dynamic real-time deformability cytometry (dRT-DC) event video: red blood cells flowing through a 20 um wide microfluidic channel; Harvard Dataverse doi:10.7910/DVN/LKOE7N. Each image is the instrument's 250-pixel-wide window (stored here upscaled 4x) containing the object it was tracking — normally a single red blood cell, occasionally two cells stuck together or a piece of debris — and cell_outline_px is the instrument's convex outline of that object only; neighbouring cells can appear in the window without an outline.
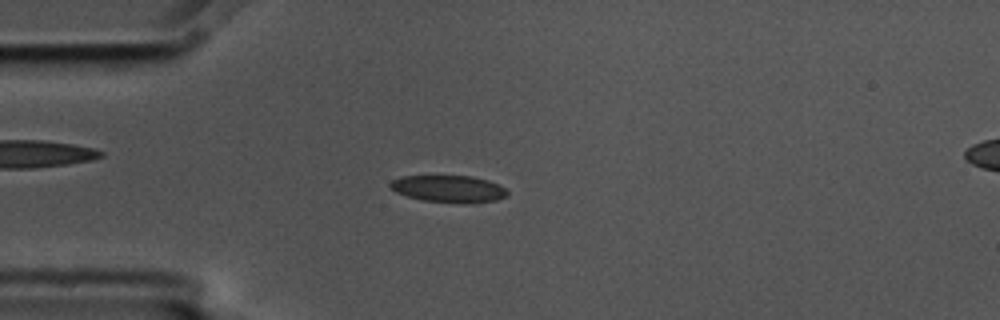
{"species": "common noctule bat (a hibernating species)", "species_latin": "Nyctalus noctula", "temperature_condition": "cold", "stored_images_in_passage": 4, "camera_frame_rate_fps": 3000, "um_per_image_px": 0.085, "animal": {"sex": "male", "body_mass_g": 17.5, "forearm_length_mm": 52.3}, "frame": {"image": 1, "passage_image": 4, "time_ms": 1.0, "image_size_px": [1000, 320], "cell_outline_px": [[508, 196], [496, 200], [472, 204], [464, 204], [420, 200], [396, 192], [388, 184], [392, 180], [404, 176], [472, 176], [488, 180], [504, 188], [508, 192]], "centroid_in_image_um": [38.16, 16.07], "position_along_channel_um": 46.8, "area_um2": 18.55}}